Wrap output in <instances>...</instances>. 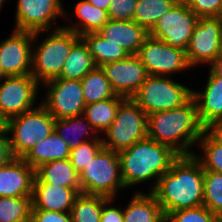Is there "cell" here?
I'll use <instances>...</instances> for the list:
<instances>
[{"label": "cell", "mask_w": 222, "mask_h": 222, "mask_svg": "<svg viewBox=\"0 0 222 222\" xmlns=\"http://www.w3.org/2000/svg\"><path fill=\"white\" fill-rule=\"evenodd\" d=\"M164 216L203 205L204 169L195 155H179L151 191Z\"/></svg>", "instance_id": "1"}, {"label": "cell", "mask_w": 222, "mask_h": 222, "mask_svg": "<svg viewBox=\"0 0 222 222\" xmlns=\"http://www.w3.org/2000/svg\"><path fill=\"white\" fill-rule=\"evenodd\" d=\"M205 130L193 97L179 108L147 116V137L170 146L179 155L194 154L191 148L197 145Z\"/></svg>", "instance_id": "2"}, {"label": "cell", "mask_w": 222, "mask_h": 222, "mask_svg": "<svg viewBox=\"0 0 222 222\" xmlns=\"http://www.w3.org/2000/svg\"><path fill=\"white\" fill-rule=\"evenodd\" d=\"M121 177L125 188L152 181L150 192L156 187L160 177L170 169L179 156L170 146L146 137L131 147L118 152ZM154 180V181H153Z\"/></svg>", "instance_id": "3"}, {"label": "cell", "mask_w": 222, "mask_h": 222, "mask_svg": "<svg viewBox=\"0 0 222 222\" xmlns=\"http://www.w3.org/2000/svg\"><path fill=\"white\" fill-rule=\"evenodd\" d=\"M45 32L46 35H44ZM41 35H44V38L39 43L38 39ZM80 39V35L63 26L53 30L34 32L31 75L40 85L60 76L72 47Z\"/></svg>", "instance_id": "4"}, {"label": "cell", "mask_w": 222, "mask_h": 222, "mask_svg": "<svg viewBox=\"0 0 222 222\" xmlns=\"http://www.w3.org/2000/svg\"><path fill=\"white\" fill-rule=\"evenodd\" d=\"M83 194L117 198L126 189L121 177L118 152L102 148L79 173Z\"/></svg>", "instance_id": "5"}, {"label": "cell", "mask_w": 222, "mask_h": 222, "mask_svg": "<svg viewBox=\"0 0 222 222\" xmlns=\"http://www.w3.org/2000/svg\"><path fill=\"white\" fill-rule=\"evenodd\" d=\"M193 89L168 76L148 75L131 97L147 114L175 109L187 103Z\"/></svg>", "instance_id": "6"}, {"label": "cell", "mask_w": 222, "mask_h": 222, "mask_svg": "<svg viewBox=\"0 0 222 222\" xmlns=\"http://www.w3.org/2000/svg\"><path fill=\"white\" fill-rule=\"evenodd\" d=\"M147 114L132 98H124L116 117L102 134L103 147L119 152L147 137Z\"/></svg>", "instance_id": "7"}, {"label": "cell", "mask_w": 222, "mask_h": 222, "mask_svg": "<svg viewBox=\"0 0 222 222\" xmlns=\"http://www.w3.org/2000/svg\"><path fill=\"white\" fill-rule=\"evenodd\" d=\"M55 118L40 103L34 109L9 119L8 137L13 154L22 158L54 130Z\"/></svg>", "instance_id": "8"}, {"label": "cell", "mask_w": 222, "mask_h": 222, "mask_svg": "<svg viewBox=\"0 0 222 222\" xmlns=\"http://www.w3.org/2000/svg\"><path fill=\"white\" fill-rule=\"evenodd\" d=\"M136 55L144 64L148 75L171 77L192 68L185 50L170 46L150 35L146 37Z\"/></svg>", "instance_id": "9"}, {"label": "cell", "mask_w": 222, "mask_h": 222, "mask_svg": "<svg viewBox=\"0 0 222 222\" xmlns=\"http://www.w3.org/2000/svg\"><path fill=\"white\" fill-rule=\"evenodd\" d=\"M47 91L41 103L55 118L82 115L86 106L80 80L55 78L43 83Z\"/></svg>", "instance_id": "10"}, {"label": "cell", "mask_w": 222, "mask_h": 222, "mask_svg": "<svg viewBox=\"0 0 222 222\" xmlns=\"http://www.w3.org/2000/svg\"><path fill=\"white\" fill-rule=\"evenodd\" d=\"M39 86L31 74L1 77L0 111L10 119L34 109L38 106Z\"/></svg>", "instance_id": "11"}, {"label": "cell", "mask_w": 222, "mask_h": 222, "mask_svg": "<svg viewBox=\"0 0 222 222\" xmlns=\"http://www.w3.org/2000/svg\"><path fill=\"white\" fill-rule=\"evenodd\" d=\"M198 19L187 3L177 2L161 16L149 35L186 51Z\"/></svg>", "instance_id": "12"}, {"label": "cell", "mask_w": 222, "mask_h": 222, "mask_svg": "<svg viewBox=\"0 0 222 222\" xmlns=\"http://www.w3.org/2000/svg\"><path fill=\"white\" fill-rule=\"evenodd\" d=\"M15 30L44 31L62 27L57 21L64 16L63 0H17Z\"/></svg>", "instance_id": "13"}, {"label": "cell", "mask_w": 222, "mask_h": 222, "mask_svg": "<svg viewBox=\"0 0 222 222\" xmlns=\"http://www.w3.org/2000/svg\"><path fill=\"white\" fill-rule=\"evenodd\" d=\"M221 36V17L198 19L186 49L187 60L192 69L204 64L209 67L217 60Z\"/></svg>", "instance_id": "14"}, {"label": "cell", "mask_w": 222, "mask_h": 222, "mask_svg": "<svg viewBox=\"0 0 222 222\" xmlns=\"http://www.w3.org/2000/svg\"><path fill=\"white\" fill-rule=\"evenodd\" d=\"M34 32L12 29L8 38L0 41V75L31 74Z\"/></svg>", "instance_id": "15"}, {"label": "cell", "mask_w": 222, "mask_h": 222, "mask_svg": "<svg viewBox=\"0 0 222 222\" xmlns=\"http://www.w3.org/2000/svg\"><path fill=\"white\" fill-rule=\"evenodd\" d=\"M100 68L116 95L124 98H131L148 76L137 55H129L120 61L101 65Z\"/></svg>", "instance_id": "16"}, {"label": "cell", "mask_w": 222, "mask_h": 222, "mask_svg": "<svg viewBox=\"0 0 222 222\" xmlns=\"http://www.w3.org/2000/svg\"><path fill=\"white\" fill-rule=\"evenodd\" d=\"M204 90L193 89L192 97L196 100L198 116L206 129H217L222 125V77L208 70Z\"/></svg>", "instance_id": "17"}, {"label": "cell", "mask_w": 222, "mask_h": 222, "mask_svg": "<svg viewBox=\"0 0 222 222\" xmlns=\"http://www.w3.org/2000/svg\"><path fill=\"white\" fill-rule=\"evenodd\" d=\"M35 170L22 158L0 167V197H32Z\"/></svg>", "instance_id": "18"}, {"label": "cell", "mask_w": 222, "mask_h": 222, "mask_svg": "<svg viewBox=\"0 0 222 222\" xmlns=\"http://www.w3.org/2000/svg\"><path fill=\"white\" fill-rule=\"evenodd\" d=\"M78 195L71 188L49 183H33L32 210L70 213Z\"/></svg>", "instance_id": "19"}, {"label": "cell", "mask_w": 222, "mask_h": 222, "mask_svg": "<svg viewBox=\"0 0 222 222\" xmlns=\"http://www.w3.org/2000/svg\"><path fill=\"white\" fill-rule=\"evenodd\" d=\"M106 40L125 48L130 55H136L149 35L135 21L109 20L98 32Z\"/></svg>", "instance_id": "20"}, {"label": "cell", "mask_w": 222, "mask_h": 222, "mask_svg": "<svg viewBox=\"0 0 222 222\" xmlns=\"http://www.w3.org/2000/svg\"><path fill=\"white\" fill-rule=\"evenodd\" d=\"M72 9V12L64 11V18L68 17L69 21L74 20L72 19L74 17L76 21L62 26L80 36L98 32L110 20L107 10L92 5L88 0H78ZM69 15H72V18Z\"/></svg>", "instance_id": "21"}, {"label": "cell", "mask_w": 222, "mask_h": 222, "mask_svg": "<svg viewBox=\"0 0 222 222\" xmlns=\"http://www.w3.org/2000/svg\"><path fill=\"white\" fill-rule=\"evenodd\" d=\"M33 183H49L74 189L81 194L79 173L74 169L69 158L42 164L35 170Z\"/></svg>", "instance_id": "22"}, {"label": "cell", "mask_w": 222, "mask_h": 222, "mask_svg": "<svg viewBox=\"0 0 222 222\" xmlns=\"http://www.w3.org/2000/svg\"><path fill=\"white\" fill-rule=\"evenodd\" d=\"M70 157V148L67 143L54 130L52 133L36 143L22 159L34 170L42 164L62 160Z\"/></svg>", "instance_id": "23"}, {"label": "cell", "mask_w": 222, "mask_h": 222, "mask_svg": "<svg viewBox=\"0 0 222 222\" xmlns=\"http://www.w3.org/2000/svg\"><path fill=\"white\" fill-rule=\"evenodd\" d=\"M123 208L124 222H165V216L156 197L137 190Z\"/></svg>", "instance_id": "24"}, {"label": "cell", "mask_w": 222, "mask_h": 222, "mask_svg": "<svg viewBox=\"0 0 222 222\" xmlns=\"http://www.w3.org/2000/svg\"><path fill=\"white\" fill-rule=\"evenodd\" d=\"M54 131L61 136L70 149L76 148L84 141H91L100 137L83 114L55 119Z\"/></svg>", "instance_id": "25"}, {"label": "cell", "mask_w": 222, "mask_h": 222, "mask_svg": "<svg viewBox=\"0 0 222 222\" xmlns=\"http://www.w3.org/2000/svg\"><path fill=\"white\" fill-rule=\"evenodd\" d=\"M197 145L203 154L196 152L193 155L203 169L222 174V134L217 129H206Z\"/></svg>", "instance_id": "26"}, {"label": "cell", "mask_w": 222, "mask_h": 222, "mask_svg": "<svg viewBox=\"0 0 222 222\" xmlns=\"http://www.w3.org/2000/svg\"><path fill=\"white\" fill-rule=\"evenodd\" d=\"M80 37L87 45L97 67L120 61L130 55L125 48L106 40L97 32L88 33Z\"/></svg>", "instance_id": "27"}, {"label": "cell", "mask_w": 222, "mask_h": 222, "mask_svg": "<svg viewBox=\"0 0 222 222\" xmlns=\"http://www.w3.org/2000/svg\"><path fill=\"white\" fill-rule=\"evenodd\" d=\"M96 67L87 45L80 39L72 47L58 78L81 80L88 72L94 70Z\"/></svg>", "instance_id": "28"}, {"label": "cell", "mask_w": 222, "mask_h": 222, "mask_svg": "<svg viewBox=\"0 0 222 222\" xmlns=\"http://www.w3.org/2000/svg\"><path fill=\"white\" fill-rule=\"evenodd\" d=\"M123 99L124 97L117 95L85 106L83 115L99 135L103 134L112 124Z\"/></svg>", "instance_id": "29"}, {"label": "cell", "mask_w": 222, "mask_h": 222, "mask_svg": "<svg viewBox=\"0 0 222 222\" xmlns=\"http://www.w3.org/2000/svg\"><path fill=\"white\" fill-rule=\"evenodd\" d=\"M80 81L86 105L117 96L100 67L88 72Z\"/></svg>", "instance_id": "30"}, {"label": "cell", "mask_w": 222, "mask_h": 222, "mask_svg": "<svg viewBox=\"0 0 222 222\" xmlns=\"http://www.w3.org/2000/svg\"><path fill=\"white\" fill-rule=\"evenodd\" d=\"M178 0H138L133 21L150 32L163 14Z\"/></svg>", "instance_id": "31"}, {"label": "cell", "mask_w": 222, "mask_h": 222, "mask_svg": "<svg viewBox=\"0 0 222 222\" xmlns=\"http://www.w3.org/2000/svg\"><path fill=\"white\" fill-rule=\"evenodd\" d=\"M103 196L79 194L74 201L70 215L73 222H100Z\"/></svg>", "instance_id": "32"}, {"label": "cell", "mask_w": 222, "mask_h": 222, "mask_svg": "<svg viewBox=\"0 0 222 222\" xmlns=\"http://www.w3.org/2000/svg\"><path fill=\"white\" fill-rule=\"evenodd\" d=\"M31 197H0V222H30Z\"/></svg>", "instance_id": "33"}, {"label": "cell", "mask_w": 222, "mask_h": 222, "mask_svg": "<svg viewBox=\"0 0 222 222\" xmlns=\"http://www.w3.org/2000/svg\"><path fill=\"white\" fill-rule=\"evenodd\" d=\"M203 205L222 220V174L204 170Z\"/></svg>", "instance_id": "34"}, {"label": "cell", "mask_w": 222, "mask_h": 222, "mask_svg": "<svg viewBox=\"0 0 222 222\" xmlns=\"http://www.w3.org/2000/svg\"><path fill=\"white\" fill-rule=\"evenodd\" d=\"M103 148L102 136L91 141H84L74 149H70V161L74 169L80 173L85 166Z\"/></svg>", "instance_id": "35"}, {"label": "cell", "mask_w": 222, "mask_h": 222, "mask_svg": "<svg viewBox=\"0 0 222 222\" xmlns=\"http://www.w3.org/2000/svg\"><path fill=\"white\" fill-rule=\"evenodd\" d=\"M165 222H221L207 207L200 205L168 213Z\"/></svg>", "instance_id": "36"}, {"label": "cell", "mask_w": 222, "mask_h": 222, "mask_svg": "<svg viewBox=\"0 0 222 222\" xmlns=\"http://www.w3.org/2000/svg\"><path fill=\"white\" fill-rule=\"evenodd\" d=\"M138 0H111L108 16L110 20L133 21Z\"/></svg>", "instance_id": "37"}, {"label": "cell", "mask_w": 222, "mask_h": 222, "mask_svg": "<svg viewBox=\"0 0 222 222\" xmlns=\"http://www.w3.org/2000/svg\"><path fill=\"white\" fill-rule=\"evenodd\" d=\"M187 5L199 18L220 17L222 14V0H189Z\"/></svg>", "instance_id": "38"}, {"label": "cell", "mask_w": 222, "mask_h": 222, "mask_svg": "<svg viewBox=\"0 0 222 222\" xmlns=\"http://www.w3.org/2000/svg\"><path fill=\"white\" fill-rule=\"evenodd\" d=\"M116 198H107L103 196V207L100 222H124L123 207L113 206Z\"/></svg>", "instance_id": "39"}, {"label": "cell", "mask_w": 222, "mask_h": 222, "mask_svg": "<svg viewBox=\"0 0 222 222\" xmlns=\"http://www.w3.org/2000/svg\"><path fill=\"white\" fill-rule=\"evenodd\" d=\"M30 222H73L70 213L32 210Z\"/></svg>", "instance_id": "40"}, {"label": "cell", "mask_w": 222, "mask_h": 222, "mask_svg": "<svg viewBox=\"0 0 222 222\" xmlns=\"http://www.w3.org/2000/svg\"><path fill=\"white\" fill-rule=\"evenodd\" d=\"M15 158L8 135L0 137V167L9 164Z\"/></svg>", "instance_id": "41"}, {"label": "cell", "mask_w": 222, "mask_h": 222, "mask_svg": "<svg viewBox=\"0 0 222 222\" xmlns=\"http://www.w3.org/2000/svg\"><path fill=\"white\" fill-rule=\"evenodd\" d=\"M9 118L0 111V137L8 135Z\"/></svg>", "instance_id": "42"}, {"label": "cell", "mask_w": 222, "mask_h": 222, "mask_svg": "<svg viewBox=\"0 0 222 222\" xmlns=\"http://www.w3.org/2000/svg\"><path fill=\"white\" fill-rule=\"evenodd\" d=\"M216 76L222 77V60L217 59L208 67Z\"/></svg>", "instance_id": "43"}, {"label": "cell", "mask_w": 222, "mask_h": 222, "mask_svg": "<svg viewBox=\"0 0 222 222\" xmlns=\"http://www.w3.org/2000/svg\"><path fill=\"white\" fill-rule=\"evenodd\" d=\"M92 5L104 10H109L111 0H88Z\"/></svg>", "instance_id": "44"}, {"label": "cell", "mask_w": 222, "mask_h": 222, "mask_svg": "<svg viewBox=\"0 0 222 222\" xmlns=\"http://www.w3.org/2000/svg\"><path fill=\"white\" fill-rule=\"evenodd\" d=\"M222 60V36H221V40H220V44H219V53H218V58Z\"/></svg>", "instance_id": "45"}, {"label": "cell", "mask_w": 222, "mask_h": 222, "mask_svg": "<svg viewBox=\"0 0 222 222\" xmlns=\"http://www.w3.org/2000/svg\"><path fill=\"white\" fill-rule=\"evenodd\" d=\"M6 1L7 0H0V10L3 8V5L6 3Z\"/></svg>", "instance_id": "46"}, {"label": "cell", "mask_w": 222, "mask_h": 222, "mask_svg": "<svg viewBox=\"0 0 222 222\" xmlns=\"http://www.w3.org/2000/svg\"><path fill=\"white\" fill-rule=\"evenodd\" d=\"M217 130L222 134V125H220Z\"/></svg>", "instance_id": "47"}, {"label": "cell", "mask_w": 222, "mask_h": 222, "mask_svg": "<svg viewBox=\"0 0 222 222\" xmlns=\"http://www.w3.org/2000/svg\"><path fill=\"white\" fill-rule=\"evenodd\" d=\"M189 0H178V2H181V3H187Z\"/></svg>", "instance_id": "48"}]
</instances>
